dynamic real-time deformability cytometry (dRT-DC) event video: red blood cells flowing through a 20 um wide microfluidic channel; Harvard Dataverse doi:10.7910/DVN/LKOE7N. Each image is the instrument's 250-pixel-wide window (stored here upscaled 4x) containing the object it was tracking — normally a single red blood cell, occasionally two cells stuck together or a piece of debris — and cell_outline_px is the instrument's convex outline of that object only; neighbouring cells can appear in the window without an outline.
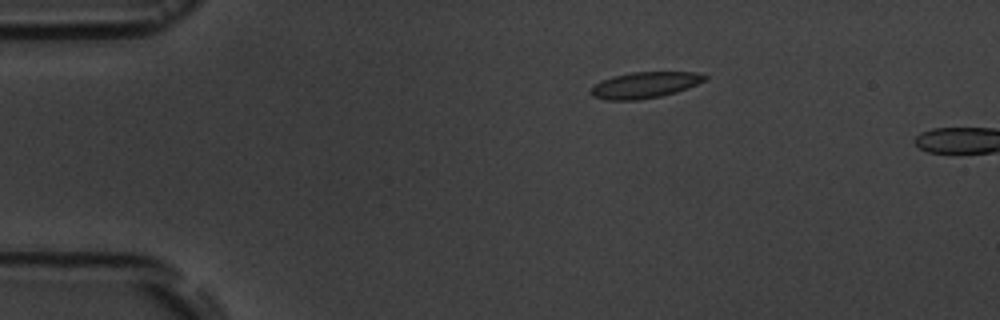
{"species": "common noctule bat (a hibernating species)", "species_latin": "Nyctalus noctula", "temperature_condition": "room temperature", "stored_images_in_passage": 2, "camera_frame_rate_fps": 3000, "um_per_image_px": 0.085, "animal": {"sex": "male", "body_mass_g": 19.5, "forearm_length_mm": 54.6}, "frame": {"image": 1, "passage_image": 1, "time_ms": 0.0, "image_size_px": [1000, 320], "cell_outline_px": [[708, 76], [704, 80], [688, 88], [676, 92], [660, 96], [636, 100], [608, 100], [592, 96], [588, 92], [596, 84], [612, 76], [632, 72], [696, 72]], "centroid_in_image_um": [54.79, 7.23], "position_along_channel_um": 30.2, "area_um2": 17.17}}